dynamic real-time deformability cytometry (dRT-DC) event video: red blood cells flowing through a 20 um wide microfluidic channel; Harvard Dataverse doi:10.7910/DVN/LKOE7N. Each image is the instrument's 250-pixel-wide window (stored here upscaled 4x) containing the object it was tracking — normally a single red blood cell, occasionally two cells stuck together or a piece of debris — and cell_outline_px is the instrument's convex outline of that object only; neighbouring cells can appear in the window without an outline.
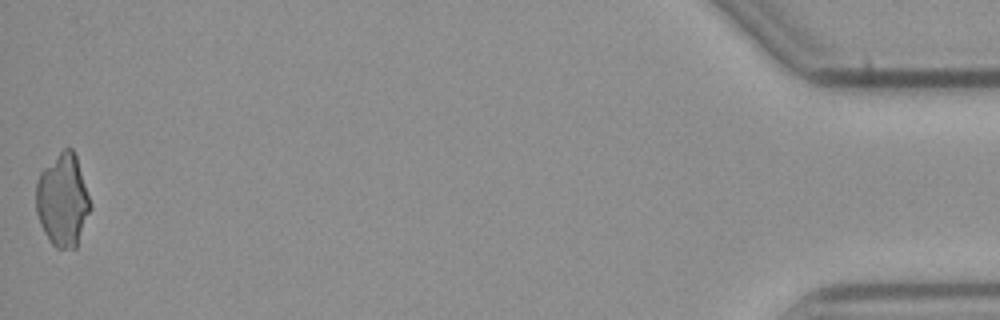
{"species": "common noctule bat (a hibernating species)", "species_latin": "Nyctalus noctula", "temperature_condition": "cold", "stored_images_in_passage": 53, "camera_frame_rate_fps": 3000, "um_per_image_px": 0.085, "animal": {"sex": "male", "body_mass_g": 23.1, "forearm_length_mm": 52.7}, "frame": {"image": 1, "passage_image": 53, "time_ms": 17.333, "image_size_px": [1000, 320], "cell_outline_px": [[92, 208], [76, 248], [56, 248], [52, 244], [44, 232], [40, 224], [36, 212], [36, 180], [40, 172], [64, 148], [72, 148], [76, 156]], "centroid_in_image_um": [5.32, 17.04], "position_along_channel_um": 429.9, "area_um2": 29.13}}